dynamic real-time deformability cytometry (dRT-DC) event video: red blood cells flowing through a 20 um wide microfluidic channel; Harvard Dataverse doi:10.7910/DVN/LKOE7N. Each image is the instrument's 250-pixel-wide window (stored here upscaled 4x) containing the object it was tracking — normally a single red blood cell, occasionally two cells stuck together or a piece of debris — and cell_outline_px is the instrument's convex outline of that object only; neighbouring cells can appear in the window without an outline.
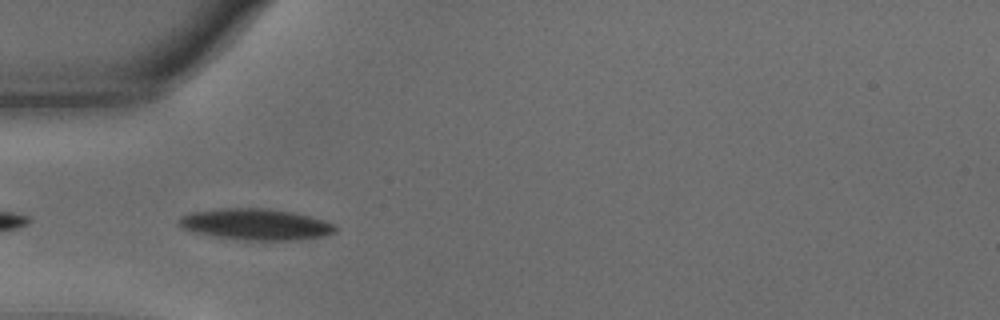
{"species": "common noctule bat (a hibernating species)", "species_latin": "Nyctalus noctula", "temperature_condition": "warm", "stored_images_in_passage": 5, "camera_frame_rate_fps": 3000, "um_per_image_px": 0.085, "animal": {"sex": "male", "body_mass_g": 15.6}, "frame": {"image": 1, "passage_image": 2, "time_ms": 0.333, "image_size_px": [1000, 320], "cell_outline_px": [[336, 232], [324, 236], [300, 240], [236, 240], [196, 232], [184, 228], [176, 224], [176, 220], [180, 216], [192, 212], [220, 208], [268, 208], [292, 212], [324, 220], [332, 224], [336, 228]], "centroid_in_image_um": [21.72, 19.07], "position_along_channel_um": 63.3, "area_um2": 28.55}}